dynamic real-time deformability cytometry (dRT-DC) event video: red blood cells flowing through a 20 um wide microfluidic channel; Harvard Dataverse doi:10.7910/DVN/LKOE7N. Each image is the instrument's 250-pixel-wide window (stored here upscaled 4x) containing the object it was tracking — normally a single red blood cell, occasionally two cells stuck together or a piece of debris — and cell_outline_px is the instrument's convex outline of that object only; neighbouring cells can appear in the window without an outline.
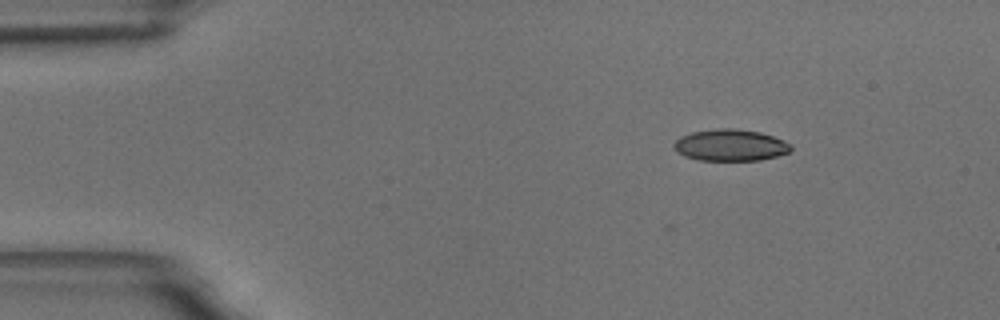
{"species": "common noctule bat (a hibernating species)", "species_latin": "Nyctalus noctula", "temperature_condition": "room temperature", "stored_images_in_passage": 4, "camera_frame_rate_fps": 3000, "um_per_image_px": 0.085, "animal": {"sex": "male", "body_mass_g": 18.8}, "frame": {"image": 1, "passage_image": 1, "time_ms": 0.0, "image_size_px": [1000, 320], "cell_outline_px": [[792, 148], [788, 152], [776, 156], [760, 160], [700, 160], [684, 156], [676, 152], [672, 144], [680, 136], [692, 132], [716, 128], [736, 128], [760, 132], [784, 140], [792, 144]], "centroid_in_image_um": [62.06, 12.33], "position_along_channel_um": 22.9, "area_um2": 21.68}}
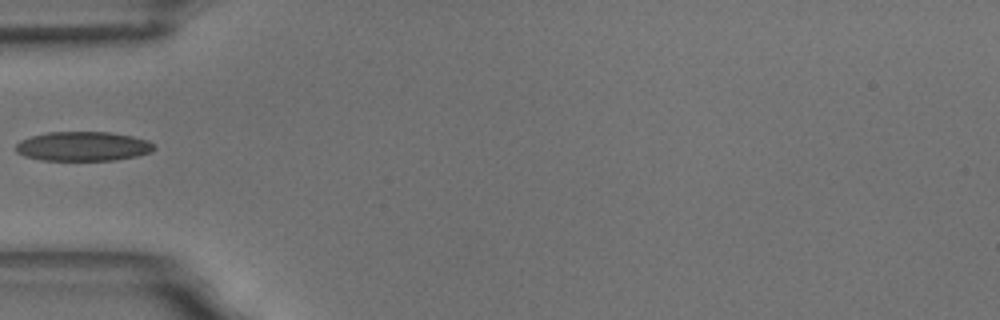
{"frame": {"image": 2, "passage_image": 4, "time_ms": 3.667, "image_size_px": [1000, 320], "cell_outline_px": [[156, 148], [152, 152], [136, 156], [116, 160], [40, 160], [24, 156], [16, 152], [16, 144], [20, 140], [32, 136], [48, 132], [112, 132], [132, 136], [148, 140]], "centroid_in_image_um": [7.06, 12.44], "position_along_channel_um": 77.9, "area_um2": 23.76}}